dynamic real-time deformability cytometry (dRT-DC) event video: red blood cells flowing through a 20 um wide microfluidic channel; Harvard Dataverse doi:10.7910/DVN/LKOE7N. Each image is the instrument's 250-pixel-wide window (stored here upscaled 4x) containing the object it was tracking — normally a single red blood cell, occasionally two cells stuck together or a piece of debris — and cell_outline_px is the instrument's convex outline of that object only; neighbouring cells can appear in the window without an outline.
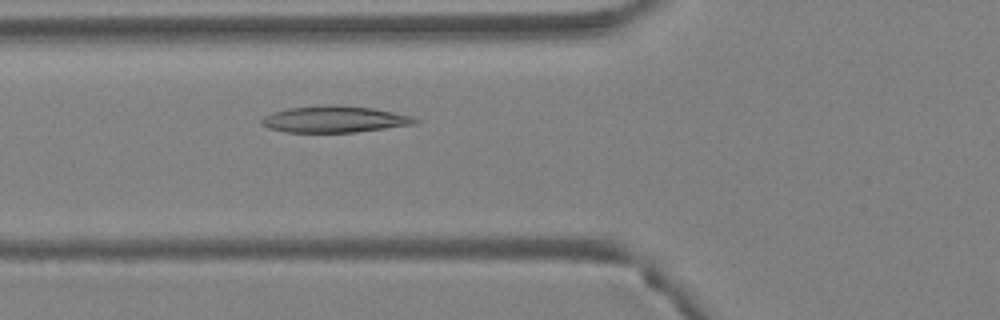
{"species": "Egyptian fruit bat (a non-hibernating species)", "species_latin": "Rousettus aegyptiacus", "temperature_condition": "warm", "stored_images_in_passage": 3, "camera_frame_rate_fps": 3000, "um_per_image_px": 0.085, "animal": {"sex": "female"}, "frame": {"image": 1, "passage_image": 3, "time_ms": 0.667, "image_size_px": [1000, 320], "cell_outline_px": [[420, 120], [416, 124], [356, 132], [284, 132], [268, 128], [260, 124], [260, 120], [264, 116], [272, 112], [288, 108], [328, 104], [336, 104], [372, 108], [412, 116]], "centroid_in_image_um": [28.4, 10.13], "position_along_channel_um": 97.4, "area_um2": 23.87}}